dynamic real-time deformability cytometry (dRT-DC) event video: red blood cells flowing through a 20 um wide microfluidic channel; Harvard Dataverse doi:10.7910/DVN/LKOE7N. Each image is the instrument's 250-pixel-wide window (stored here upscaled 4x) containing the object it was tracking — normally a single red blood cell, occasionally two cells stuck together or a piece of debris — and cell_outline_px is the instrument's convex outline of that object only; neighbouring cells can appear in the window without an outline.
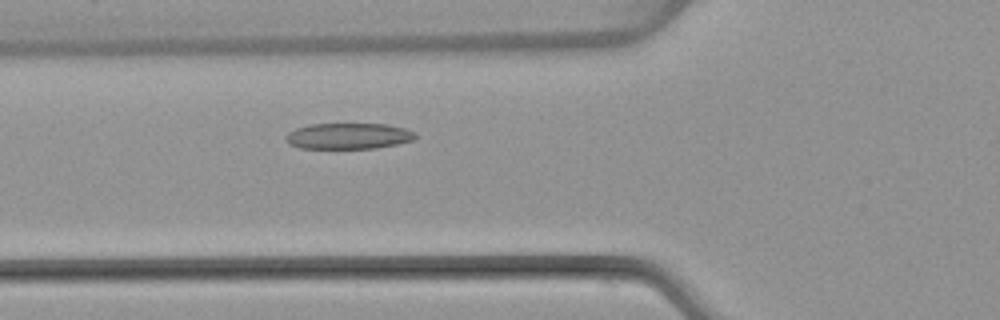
{"species": "common noctule bat (a hibernating species)", "species_latin": "Nyctalus noctula", "temperature_condition": "warm", "stored_images_in_passage": 47, "camera_frame_rate_fps": 3000, "um_per_image_px": 0.085, "animal": {"sex": "female", "body_mass_g": 22.7, "forearm_length_mm": 54.2}, "frame": {"image": 1, "passage_image": 15, "time_ms": 4.667, "image_size_px": [1000, 320], "cell_outline_px": [[416, 136], [412, 140], [396, 144], [376, 148], [300, 148], [288, 144], [284, 140], [284, 136], [288, 132], [296, 128], [312, 124], [388, 124], [404, 128], [416, 132]], "centroid_in_image_um": [29.58, 11.56], "position_along_channel_um": 96.2, "area_um2": 19.65}}
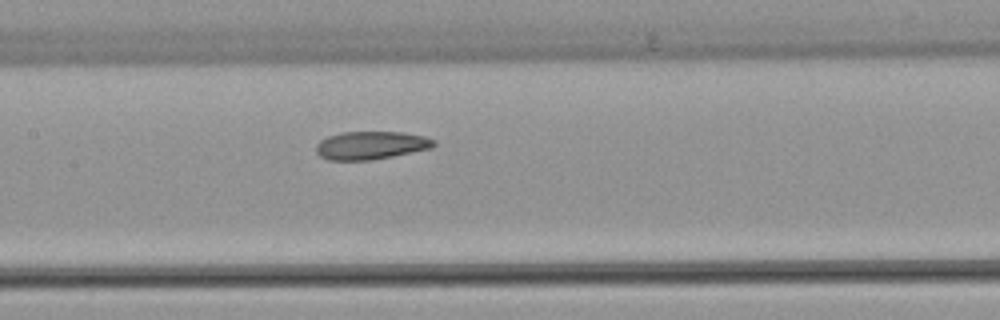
{"frame": {"image": 2, "passage_image": 21, "time_ms": 6.667, "image_size_px": [1000, 320], "cell_outline_px": [[436, 144], [432, 148], [372, 160], [328, 160], [320, 156], [316, 152], [316, 144], [320, 140], [328, 136], [340, 132], [404, 132], [424, 136], [436, 140]], "centroid_in_image_um": [31.53, 12.35], "position_along_channel_um": 175.9, "area_um2": 19.36}}
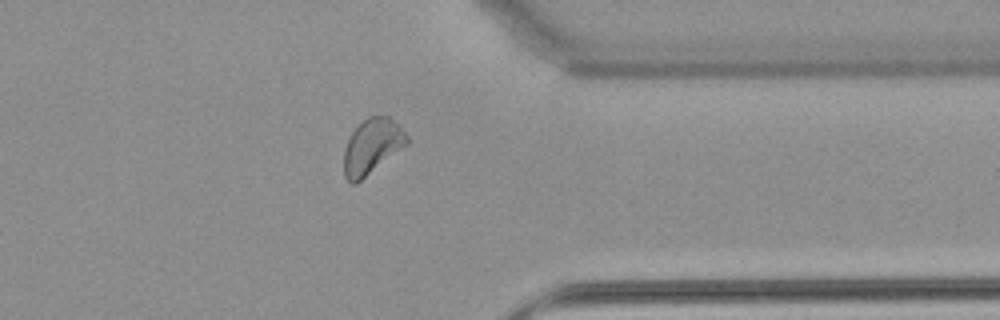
{"frame": {"image": 3, "passage_image": 37, "time_ms": 12.0, "image_size_px": [1000, 320], "cell_outline_px": [[408, 144], [356, 184], [352, 184], [344, 176], [344, 148], [352, 132], [368, 116], [388, 116], [400, 124], [408, 136]], "centroid_in_image_um": [31.64, 12.44], "position_along_channel_um": 379.8, "area_um2": 20.23}, "authors_computed_cell_mechanics": {"area_um2": 20.23, "velocity_mm_per_s": 3.9675, "shape_relaxation_time_tau1_ms": 8.5022, "shape_relaxation_time_tau2_ms": 2.4964, "deformation_change_tau1": 0.1883, "deformation_change_tau2": 0.0899}}